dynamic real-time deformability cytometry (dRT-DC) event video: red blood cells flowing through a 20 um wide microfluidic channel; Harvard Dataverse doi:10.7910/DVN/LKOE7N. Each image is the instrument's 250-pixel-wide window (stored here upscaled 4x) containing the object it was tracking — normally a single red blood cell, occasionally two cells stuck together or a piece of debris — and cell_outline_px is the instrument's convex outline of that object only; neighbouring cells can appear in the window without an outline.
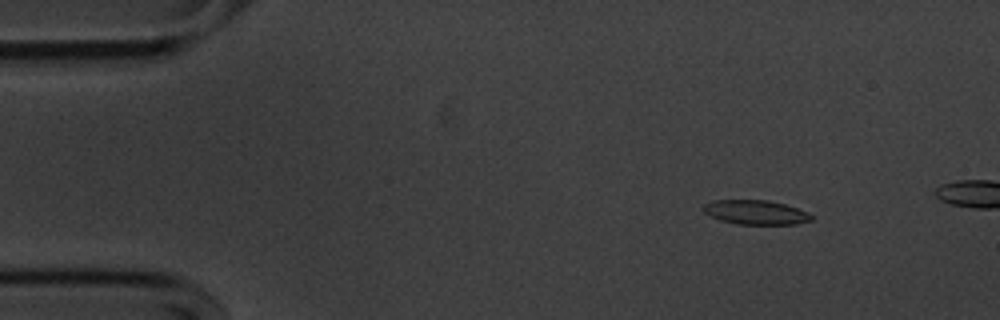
{"species": "common noctule bat (a hibernating species)", "species_latin": "Nyctalus noctula", "temperature_condition": "cold", "stored_images_in_passage": 14, "camera_frame_rate_fps": 3000, "um_per_image_px": 0.085, "animal": {"sex": "male", "body_mass_g": 20.1, "forearm_length_mm": 53.5}, "frame": {"image": 1, "passage_image": 7, "time_ms": 2.0, "image_size_px": [1000, 320], "cell_outline_px": [[812, 220], [796, 224], [736, 224], [720, 220], [704, 212], [704, 204], [712, 200], [768, 200], [784, 204], [808, 212], [812, 216]], "centroid_in_image_um": [64.23, 18.04], "position_along_channel_um": 20.8, "area_um2": 15.2}}